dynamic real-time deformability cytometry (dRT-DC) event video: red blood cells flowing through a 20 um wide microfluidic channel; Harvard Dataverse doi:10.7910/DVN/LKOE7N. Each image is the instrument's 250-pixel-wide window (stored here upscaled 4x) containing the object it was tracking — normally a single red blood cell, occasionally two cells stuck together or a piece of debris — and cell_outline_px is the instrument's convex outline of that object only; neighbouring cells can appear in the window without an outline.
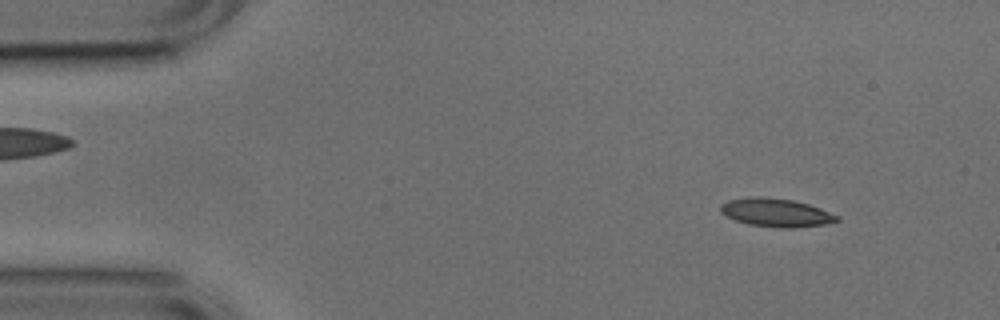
{"species": "common noctule bat (a hibernating species)", "species_latin": "Nyctalus noctula", "temperature_condition": "cold", "stored_images_in_passage": 14, "camera_frame_rate_fps": 3000, "um_per_image_px": 0.085, "animal": {"sex": "male", "body_mass_g": 17.9, "forearm_length_mm": 54.2}, "frame": {"image": 1, "passage_image": 5, "time_ms": 1.333, "image_size_px": [1000, 320], "cell_outline_px": [[840, 220], [824, 224], [792, 228], [780, 228], [748, 224], [724, 216], [720, 212], [720, 204], [728, 200], [756, 196], [764, 196], [792, 200], [808, 204], [820, 208], [840, 216]], "centroid_in_image_um": [65.94, 18.07], "position_along_channel_um": 19.1, "area_um2": 19.31}}
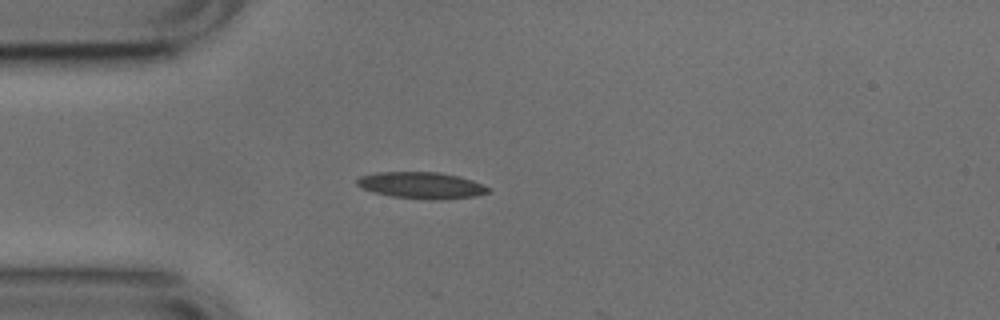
{"frame": {"image": 2, "passage_image": 13, "time_ms": 4.0, "image_size_px": [1000, 320], "cell_outline_px": [[492, 192], [476, 196], [440, 200], [428, 200], [392, 196], [376, 192], [364, 188], [356, 184], [356, 180], [360, 176], [376, 172], [440, 172], [472, 180], [492, 188]], "centroid_in_image_um": [35.88, 15.76], "position_along_channel_um": 49.1, "area_um2": 20.35}}